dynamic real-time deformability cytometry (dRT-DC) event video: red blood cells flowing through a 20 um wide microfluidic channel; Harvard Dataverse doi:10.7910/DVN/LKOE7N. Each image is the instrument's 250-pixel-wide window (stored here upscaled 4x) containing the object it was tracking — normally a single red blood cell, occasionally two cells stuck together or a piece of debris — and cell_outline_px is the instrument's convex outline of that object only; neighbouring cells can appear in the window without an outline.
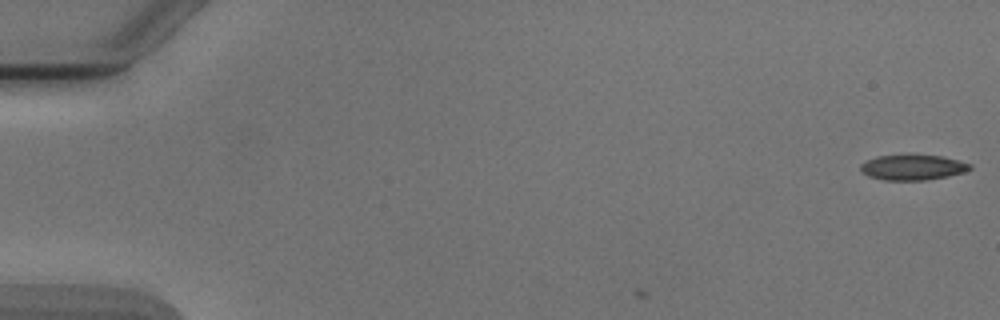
{"species": "Egyptian fruit bat (a non-hibernating species)", "species_latin": "Rousettus aegyptiacus", "temperature_condition": "cold", "stored_images_in_passage": 3, "camera_frame_rate_fps": 3000, "um_per_image_px": 0.085, "animal": {"sex": "male"}, "frame": {"image": 1, "passage_image": 1, "time_ms": 0.0, "image_size_px": [1000, 320], "cell_outline_px": [[972, 168], [964, 172], [948, 176], [924, 180], [884, 180], [868, 176], [860, 172], [860, 164], [876, 156], [908, 152], [944, 156], [972, 164]], "centroid_in_image_um": [77.56, 14.18], "position_along_channel_um": 7.4, "area_um2": 16.94}}